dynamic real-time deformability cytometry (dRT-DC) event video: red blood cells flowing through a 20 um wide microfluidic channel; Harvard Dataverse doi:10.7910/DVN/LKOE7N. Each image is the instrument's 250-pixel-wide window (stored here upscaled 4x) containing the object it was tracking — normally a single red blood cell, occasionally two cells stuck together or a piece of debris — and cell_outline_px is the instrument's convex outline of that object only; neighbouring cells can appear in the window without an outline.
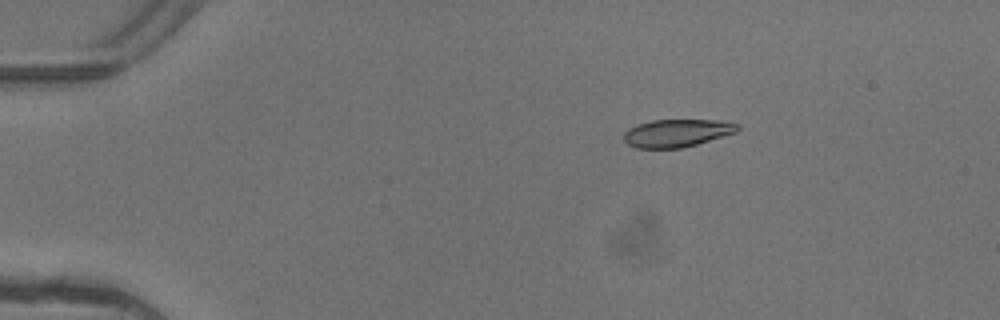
{"species": "common noctule bat (a hibernating species)", "species_latin": "Nyctalus noctula", "temperature_condition": "warm", "stored_images_in_passage": 4, "camera_frame_rate_fps": 3000, "um_per_image_px": 0.085, "animal": {"sex": "female"}, "frame": {"image": 1, "passage_image": 2, "time_ms": 0.333, "image_size_px": [1000, 320], "cell_outline_px": [[740, 128], [736, 132], [696, 144], [680, 148], [636, 148], [628, 144], [624, 140], [624, 132], [628, 128], [636, 124], [652, 120], [716, 120], [740, 124]], "centroid_in_image_um": [57.51, 11.3], "position_along_channel_um": 27.5, "area_um2": 18.32}}